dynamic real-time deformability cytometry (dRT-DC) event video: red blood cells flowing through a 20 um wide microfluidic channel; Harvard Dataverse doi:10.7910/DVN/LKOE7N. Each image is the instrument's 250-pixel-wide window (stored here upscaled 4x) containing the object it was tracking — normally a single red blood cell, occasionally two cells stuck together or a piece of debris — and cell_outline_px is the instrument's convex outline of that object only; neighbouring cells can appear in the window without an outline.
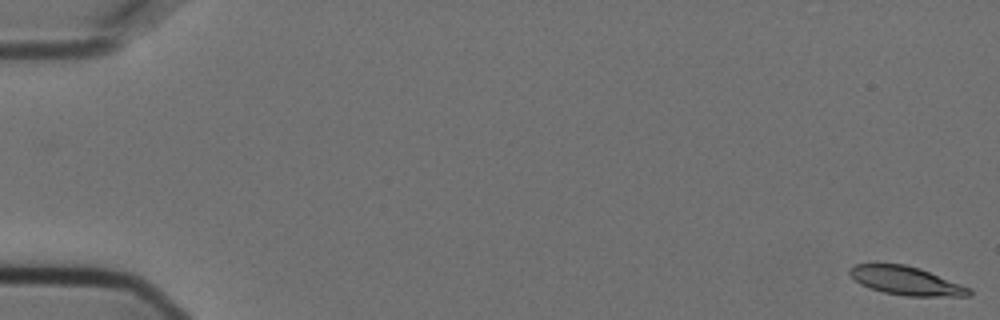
{"species": "Egyptian fruit bat (a non-hibernating species)", "species_latin": "Rousettus aegyptiacus", "temperature_condition": "cold", "stored_images_in_passage": 7, "camera_frame_rate_fps": 3000, "um_per_image_px": 0.085, "animal": {"sex": "female"}, "frame": {"image": 1, "passage_image": 1, "time_ms": 0.0, "image_size_px": [1000, 320], "cell_outline_px": [[972, 296], [908, 296], [884, 292], [860, 284], [848, 272], [848, 268], [856, 264], [904, 264], [920, 268], [972, 288]], "centroid_in_image_um": [77.07, 23.86], "position_along_channel_um": 7.9, "area_um2": 19.77}}
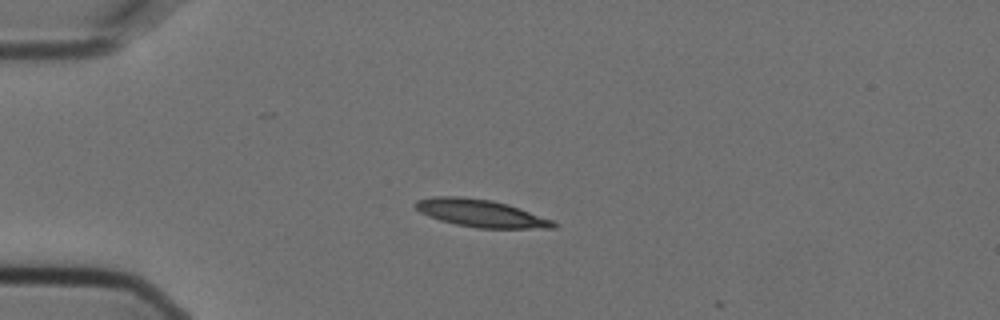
{"frame": {"image": 2, "passage_image": 5, "time_ms": 1.333, "image_size_px": [1000, 320], "cell_outline_px": [[556, 228], [480, 228], [456, 224], [440, 220], [428, 216], [420, 212], [412, 204], [416, 200], [432, 196], [460, 196], [492, 200], [508, 204], [520, 208], [552, 220], [556, 224]], "centroid_in_image_um": [40.82, 18.11], "position_along_channel_um": 44.2, "area_um2": 22.08}}